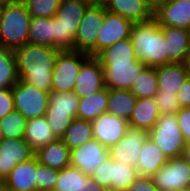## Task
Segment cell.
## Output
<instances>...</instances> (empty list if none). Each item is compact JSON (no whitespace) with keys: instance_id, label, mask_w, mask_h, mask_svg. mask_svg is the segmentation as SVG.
<instances>
[{"instance_id":"obj_1","label":"cell","mask_w":190,"mask_h":191,"mask_svg":"<svg viewBox=\"0 0 190 191\" xmlns=\"http://www.w3.org/2000/svg\"><path fill=\"white\" fill-rule=\"evenodd\" d=\"M60 51L55 47L31 43L15 49L18 78L42 91L51 92L52 72Z\"/></svg>"},{"instance_id":"obj_2","label":"cell","mask_w":190,"mask_h":191,"mask_svg":"<svg viewBox=\"0 0 190 191\" xmlns=\"http://www.w3.org/2000/svg\"><path fill=\"white\" fill-rule=\"evenodd\" d=\"M136 58L148 67L167 65L166 39L157 20L133 23L130 31Z\"/></svg>"},{"instance_id":"obj_3","label":"cell","mask_w":190,"mask_h":191,"mask_svg":"<svg viewBox=\"0 0 190 191\" xmlns=\"http://www.w3.org/2000/svg\"><path fill=\"white\" fill-rule=\"evenodd\" d=\"M31 15L21 0L1 6L0 47L15 50L28 43Z\"/></svg>"},{"instance_id":"obj_4","label":"cell","mask_w":190,"mask_h":191,"mask_svg":"<svg viewBox=\"0 0 190 191\" xmlns=\"http://www.w3.org/2000/svg\"><path fill=\"white\" fill-rule=\"evenodd\" d=\"M90 6L83 0H61L54 16V47L75 51V35L85 11Z\"/></svg>"},{"instance_id":"obj_5","label":"cell","mask_w":190,"mask_h":191,"mask_svg":"<svg viewBox=\"0 0 190 191\" xmlns=\"http://www.w3.org/2000/svg\"><path fill=\"white\" fill-rule=\"evenodd\" d=\"M149 138L168 158L181 157L186 141L177 122L176 114H160Z\"/></svg>"},{"instance_id":"obj_6","label":"cell","mask_w":190,"mask_h":191,"mask_svg":"<svg viewBox=\"0 0 190 191\" xmlns=\"http://www.w3.org/2000/svg\"><path fill=\"white\" fill-rule=\"evenodd\" d=\"M89 54L74 50H62L58 53L52 72L51 92H72L82 64Z\"/></svg>"},{"instance_id":"obj_7","label":"cell","mask_w":190,"mask_h":191,"mask_svg":"<svg viewBox=\"0 0 190 191\" xmlns=\"http://www.w3.org/2000/svg\"><path fill=\"white\" fill-rule=\"evenodd\" d=\"M90 177L105 190L127 191L139 177L136 167L112 160L101 163Z\"/></svg>"},{"instance_id":"obj_8","label":"cell","mask_w":190,"mask_h":191,"mask_svg":"<svg viewBox=\"0 0 190 191\" xmlns=\"http://www.w3.org/2000/svg\"><path fill=\"white\" fill-rule=\"evenodd\" d=\"M11 91L15 110L22 113L27 120L44 116L47 112L50 92L42 91L20 79Z\"/></svg>"},{"instance_id":"obj_9","label":"cell","mask_w":190,"mask_h":191,"mask_svg":"<svg viewBox=\"0 0 190 191\" xmlns=\"http://www.w3.org/2000/svg\"><path fill=\"white\" fill-rule=\"evenodd\" d=\"M105 5H90L75 35V51L97 56L98 30L103 24Z\"/></svg>"},{"instance_id":"obj_10","label":"cell","mask_w":190,"mask_h":191,"mask_svg":"<svg viewBox=\"0 0 190 191\" xmlns=\"http://www.w3.org/2000/svg\"><path fill=\"white\" fill-rule=\"evenodd\" d=\"M160 191H178L190 185V165L183 157L168 158L167 163L152 177Z\"/></svg>"},{"instance_id":"obj_11","label":"cell","mask_w":190,"mask_h":191,"mask_svg":"<svg viewBox=\"0 0 190 191\" xmlns=\"http://www.w3.org/2000/svg\"><path fill=\"white\" fill-rule=\"evenodd\" d=\"M148 137V131L129 127L125 136L109 148L110 158L136 167L141 148Z\"/></svg>"},{"instance_id":"obj_12","label":"cell","mask_w":190,"mask_h":191,"mask_svg":"<svg viewBox=\"0 0 190 191\" xmlns=\"http://www.w3.org/2000/svg\"><path fill=\"white\" fill-rule=\"evenodd\" d=\"M109 157V148L93 138L71 150L70 165L90 176Z\"/></svg>"},{"instance_id":"obj_13","label":"cell","mask_w":190,"mask_h":191,"mask_svg":"<svg viewBox=\"0 0 190 191\" xmlns=\"http://www.w3.org/2000/svg\"><path fill=\"white\" fill-rule=\"evenodd\" d=\"M101 65L105 87L120 90H130L133 81L146 66L139 60L135 63H101Z\"/></svg>"},{"instance_id":"obj_14","label":"cell","mask_w":190,"mask_h":191,"mask_svg":"<svg viewBox=\"0 0 190 191\" xmlns=\"http://www.w3.org/2000/svg\"><path fill=\"white\" fill-rule=\"evenodd\" d=\"M132 25L130 20L108 12L105 7L104 21L98 30L97 55L112 44L130 38Z\"/></svg>"},{"instance_id":"obj_15","label":"cell","mask_w":190,"mask_h":191,"mask_svg":"<svg viewBox=\"0 0 190 191\" xmlns=\"http://www.w3.org/2000/svg\"><path fill=\"white\" fill-rule=\"evenodd\" d=\"M35 156V151L24 139H3L0 142V180L8 176L19 163Z\"/></svg>"},{"instance_id":"obj_16","label":"cell","mask_w":190,"mask_h":191,"mask_svg":"<svg viewBox=\"0 0 190 191\" xmlns=\"http://www.w3.org/2000/svg\"><path fill=\"white\" fill-rule=\"evenodd\" d=\"M104 88L101 62L96 56H90L80 68L73 92L79 98H84Z\"/></svg>"},{"instance_id":"obj_17","label":"cell","mask_w":190,"mask_h":191,"mask_svg":"<svg viewBox=\"0 0 190 191\" xmlns=\"http://www.w3.org/2000/svg\"><path fill=\"white\" fill-rule=\"evenodd\" d=\"M91 123L94 138L107 148L121 140L129 128L128 120L107 112L97 117Z\"/></svg>"},{"instance_id":"obj_18","label":"cell","mask_w":190,"mask_h":191,"mask_svg":"<svg viewBox=\"0 0 190 191\" xmlns=\"http://www.w3.org/2000/svg\"><path fill=\"white\" fill-rule=\"evenodd\" d=\"M160 26H172L188 30L190 25V0H168L155 12Z\"/></svg>"},{"instance_id":"obj_19","label":"cell","mask_w":190,"mask_h":191,"mask_svg":"<svg viewBox=\"0 0 190 191\" xmlns=\"http://www.w3.org/2000/svg\"><path fill=\"white\" fill-rule=\"evenodd\" d=\"M166 39L167 63H185L190 52V33L187 29L161 26Z\"/></svg>"},{"instance_id":"obj_20","label":"cell","mask_w":190,"mask_h":191,"mask_svg":"<svg viewBox=\"0 0 190 191\" xmlns=\"http://www.w3.org/2000/svg\"><path fill=\"white\" fill-rule=\"evenodd\" d=\"M7 191H36V156L17 164L3 181Z\"/></svg>"},{"instance_id":"obj_21","label":"cell","mask_w":190,"mask_h":191,"mask_svg":"<svg viewBox=\"0 0 190 191\" xmlns=\"http://www.w3.org/2000/svg\"><path fill=\"white\" fill-rule=\"evenodd\" d=\"M104 5L108 12L120 15L132 23L145 22L154 17V12L143 0H108Z\"/></svg>"},{"instance_id":"obj_22","label":"cell","mask_w":190,"mask_h":191,"mask_svg":"<svg viewBox=\"0 0 190 191\" xmlns=\"http://www.w3.org/2000/svg\"><path fill=\"white\" fill-rule=\"evenodd\" d=\"M69 147L61 138L48 143L35 152L38 163L57 170L70 166Z\"/></svg>"},{"instance_id":"obj_23","label":"cell","mask_w":190,"mask_h":191,"mask_svg":"<svg viewBox=\"0 0 190 191\" xmlns=\"http://www.w3.org/2000/svg\"><path fill=\"white\" fill-rule=\"evenodd\" d=\"M167 161L168 157L148 137L141 148L136 169L139 176L152 177Z\"/></svg>"},{"instance_id":"obj_24","label":"cell","mask_w":190,"mask_h":191,"mask_svg":"<svg viewBox=\"0 0 190 191\" xmlns=\"http://www.w3.org/2000/svg\"><path fill=\"white\" fill-rule=\"evenodd\" d=\"M157 103L154 97L137 98L130 118L129 127L150 131L159 118Z\"/></svg>"},{"instance_id":"obj_25","label":"cell","mask_w":190,"mask_h":191,"mask_svg":"<svg viewBox=\"0 0 190 191\" xmlns=\"http://www.w3.org/2000/svg\"><path fill=\"white\" fill-rule=\"evenodd\" d=\"M158 91L177 93L189 78L185 63H173L156 67Z\"/></svg>"},{"instance_id":"obj_26","label":"cell","mask_w":190,"mask_h":191,"mask_svg":"<svg viewBox=\"0 0 190 191\" xmlns=\"http://www.w3.org/2000/svg\"><path fill=\"white\" fill-rule=\"evenodd\" d=\"M23 139L36 152L39 148L57 139L44 116L27 120Z\"/></svg>"},{"instance_id":"obj_27","label":"cell","mask_w":190,"mask_h":191,"mask_svg":"<svg viewBox=\"0 0 190 191\" xmlns=\"http://www.w3.org/2000/svg\"><path fill=\"white\" fill-rule=\"evenodd\" d=\"M136 102L137 97L130 90L108 89L106 112L128 120Z\"/></svg>"},{"instance_id":"obj_28","label":"cell","mask_w":190,"mask_h":191,"mask_svg":"<svg viewBox=\"0 0 190 191\" xmlns=\"http://www.w3.org/2000/svg\"><path fill=\"white\" fill-rule=\"evenodd\" d=\"M108 102V88L80 98L76 118L92 122L106 112Z\"/></svg>"},{"instance_id":"obj_29","label":"cell","mask_w":190,"mask_h":191,"mask_svg":"<svg viewBox=\"0 0 190 191\" xmlns=\"http://www.w3.org/2000/svg\"><path fill=\"white\" fill-rule=\"evenodd\" d=\"M28 43L54 47V17H31Z\"/></svg>"},{"instance_id":"obj_30","label":"cell","mask_w":190,"mask_h":191,"mask_svg":"<svg viewBox=\"0 0 190 191\" xmlns=\"http://www.w3.org/2000/svg\"><path fill=\"white\" fill-rule=\"evenodd\" d=\"M96 57L101 63H135L138 60L130 38L112 44L101 51Z\"/></svg>"},{"instance_id":"obj_31","label":"cell","mask_w":190,"mask_h":191,"mask_svg":"<svg viewBox=\"0 0 190 191\" xmlns=\"http://www.w3.org/2000/svg\"><path fill=\"white\" fill-rule=\"evenodd\" d=\"M93 127L90 121L75 118L61 137L70 150L82 146L93 139Z\"/></svg>"},{"instance_id":"obj_32","label":"cell","mask_w":190,"mask_h":191,"mask_svg":"<svg viewBox=\"0 0 190 191\" xmlns=\"http://www.w3.org/2000/svg\"><path fill=\"white\" fill-rule=\"evenodd\" d=\"M130 91L137 98L154 97L158 92L156 68L145 66L133 81Z\"/></svg>"},{"instance_id":"obj_33","label":"cell","mask_w":190,"mask_h":191,"mask_svg":"<svg viewBox=\"0 0 190 191\" xmlns=\"http://www.w3.org/2000/svg\"><path fill=\"white\" fill-rule=\"evenodd\" d=\"M18 80L14 50L0 47V88H12Z\"/></svg>"},{"instance_id":"obj_34","label":"cell","mask_w":190,"mask_h":191,"mask_svg":"<svg viewBox=\"0 0 190 191\" xmlns=\"http://www.w3.org/2000/svg\"><path fill=\"white\" fill-rule=\"evenodd\" d=\"M87 175L73 166L58 170V178L54 190L57 191H82L83 179Z\"/></svg>"},{"instance_id":"obj_35","label":"cell","mask_w":190,"mask_h":191,"mask_svg":"<svg viewBox=\"0 0 190 191\" xmlns=\"http://www.w3.org/2000/svg\"><path fill=\"white\" fill-rule=\"evenodd\" d=\"M79 97L72 92H50L47 111L69 112L77 116Z\"/></svg>"},{"instance_id":"obj_36","label":"cell","mask_w":190,"mask_h":191,"mask_svg":"<svg viewBox=\"0 0 190 191\" xmlns=\"http://www.w3.org/2000/svg\"><path fill=\"white\" fill-rule=\"evenodd\" d=\"M27 119L18 110L11 111L0 120L5 139H23Z\"/></svg>"},{"instance_id":"obj_37","label":"cell","mask_w":190,"mask_h":191,"mask_svg":"<svg viewBox=\"0 0 190 191\" xmlns=\"http://www.w3.org/2000/svg\"><path fill=\"white\" fill-rule=\"evenodd\" d=\"M31 17H54L61 0H21Z\"/></svg>"},{"instance_id":"obj_38","label":"cell","mask_w":190,"mask_h":191,"mask_svg":"<svg viewBox=\"0 0 190 191\" xmlns=\"http://www.w3.org/2000/svg\"><path fill=\"white\" fill-rule=\"evenodd\" d=\"M57 178V169L39 164L36 158V191H53Z\"/></svg>"},{"instance_id":"obj_39","label":"cell","mask_w":190,"mask_h":191,"mask_svg":"<svg viewBox=\"0 0 190 191\" xmlns=\"http://www.w3.org/2000/svg\"><path fill=\"white\" fill-rule=\"evenodd\" d=\"M45 117L57 138H61L75 119L69 112L47 111Z\"/></svg>"},{"instance_id":"obj_40","label":"cell","mask_w":190,"mask_h":191,"mask_svg":"<svg viewBox=\"0 0 190 191\" xmlns=\"http://www.w3.org/2000/svg\"><path fill=\"white\" fill-rule=\"evenodd\" d=\"M154 98L160 114H176L181 109L176 93L158 91Z\"/></svg>"},{"instance_id":"obj_41","label":"cell","mask_w":190,"mask_h":191,"mask_svg":"<svg viewBox=\"0 0 190 191\" xmlns=\"http://www.w3.org/2000/svg\"><path fill=\"white\" fill-rule=\"evenodd\" d=\"M177 122L187 144L190 143V106L181 107L176 113Z\"/></svg>"},{"instance_id":"obj_42","label":"cell","mask_w":190,"mask_h":191,"mask_svg":"<svg viewBox=\"0 0 190 191\" xmlns=\"http://www.w3.org/2000/svg\"><path fill=\"white\" fill-rule=\"evenodd\" d=\"M14 109V98L11 88H0V120Z\"/></svg>"},{"instance_id":"obj_43","label":"cell","mask_w":190,"mask_h":191,"mask_svg":"<svg viewBox=\"0 0 190 191\" xmlns=\"http://www.w3.org/2000/svg\"><path fill=\"white\" fill-rule=\"evenodd\" d=\"M127 191H160L151 177L139 176Z\"/></svg>"},{"instance_id":"obj_44","label":"cell","mask_w":190,"mask_h":191,"mask_svg":"<svg viewBox=\"0 0 190 191\" xmlns=\"http://www.w3.org/2000/svg\"><path fill=\"white\" fill-rule=\"evenodd\" d=\"M181 107L190 106V78H188L176 93Z\"/></svg>"},{"instance_id":"obj_45","label":"cell","mask_w":190,"mask_h":191,"mask_svg":"<svg viewBox=\"0 0 190 191\" xmlns=\"http://www.w3.org/2000/svg\"><path fill=\"white\" fill-rule=\"evenodd\" d=\"M82 191H105V189L87 175L83 179Z\"/></svg>"},{"instance_id":"obj_46","label":"cell","mask_w":190,"mask_h":191,"mask_svg":"<svg viewBox=\"0 0 190 191\" xmlns=\"http://www.w3.org/2000/svg\"><path fill=\"white\" fill-rule=\"evenodd\" d=\"M148 7L155 12L161 5H163L168 0H143Z\"/></svg>"},{"instance_id":"obj_47","label":"cell","mask_w":190,"mask_h":191,"mask_svg":"<svg viewBox=\"0 0 190 191\" xmlns=\"http://www.w3.org/2000/svg\"><path fill=\"white\" fill-rule=\"evenodd\" d=\"M182 157L190 165V143L183 149Z\"/></svg>"},{"instance_id":"obj_48","label":"cell","mask_w":190,"mask_h":191,"mask_svg":"<svg viewBox=\"0 0 190 191\" xmlns=\"http://www.w3.org/2000/svg\"><path fill=\"white\" fill-rule=\"evenodd\" d=\"M187 71H188V76L190 78V52L187 55L186 61H185Z\"/></svg>"},{"instance_id":"obj_49","label":"cell","mask_w":190,"mask_h":191,"mask_svg":"<svg viewBox=\"0 0 190 191\" xmlns=\"http://www.w3.org/2000/svg\"><path fill=\"white\" fill-rule=\"evenodd\" d=\"M87 3H89L90 5H100V0H83Z\"/></svg>"},{"instance_id":"obj_50","label":"cell","mask_w":190,"mask_h":191,"mask_svg":"<svg viewBox=\"0 0 190 191\" xmlns=\"http://www.w3.org/2000/svg\"><path fill=\"white\" fill-rule=\"evenodd\" d=\"M15 0H0V6H4L6 4L12 3Z\"/></svg>"},{"instance_id":"obj_51","label":"cell","mask_w":190,"mask_h":191,"mask_svg":"<svg viewBox=\"0 0 190 191\" xmlns=\"http://www.w3.org/2000/svg\"><path fill=\"white\" fill-rule=\"evenodd\" d=\"M4 139V135H3V132H2V129L0 127V142Z\"/></svg>"},{"instance_id":"obj_52","label":"cell","mask_w":190,"mask_h":191,"mask_svg":"<svg viewBox=\"0 0 190 191\" xmlns=\"http://www.w3.org/2000/svg\"><path fill=\"white\" fill-rule=\"evenodd\" d=\"M108 0H100V5H104Z\"/></svg>"},{"instance_id":"obj_53","label":"cell","mask_w":190,"mask_h":191,"mask_svg":"<svg viewBox=\"0 0 190 191\" xmlns=\"http://www.w3.org/2000/svg\"><path fill=\"white\" fill-rule=\"evenodd\" d=\"M3 189V181L0 180V191Z\"/></svg>"}]
</instances>
